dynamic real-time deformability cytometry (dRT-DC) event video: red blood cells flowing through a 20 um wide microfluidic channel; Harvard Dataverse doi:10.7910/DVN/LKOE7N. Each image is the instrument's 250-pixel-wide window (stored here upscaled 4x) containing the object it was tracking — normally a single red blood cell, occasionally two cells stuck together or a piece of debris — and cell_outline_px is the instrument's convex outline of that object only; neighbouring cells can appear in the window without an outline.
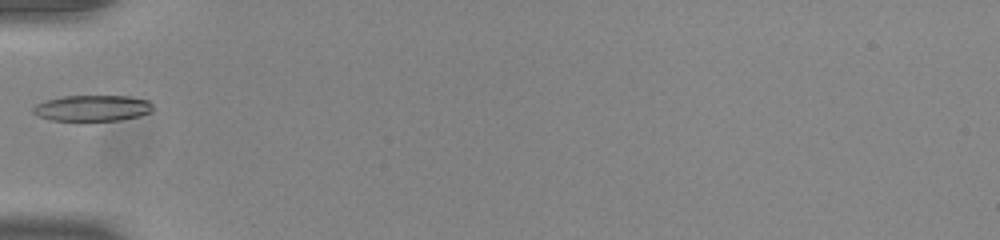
{"species": "common noctule bat (a hibernating species)", "species_latin": "Nyctalus noctula", "temperature_condition": "room temperature", "stored_images_in_passage": 14, "camera_frame_rate_fps": 3000, "um_per_image_px": 0.085, "animal": {"sex": "male", "body_mass_g": 20.0, "forearm_length_mm": 53.3}, "frame": {"image": 1, "passage_image": 1, "time_ms": 0.0, "image_size_px": [1000, 240], "cell_outline_px": [[152, 112], [120, 120], [52, 120], [40, 116], [32, 112], [32, 108], [36, 104], [44, 100], [64, 96], [128, 96], [148, 100], [152, 104]], "centroid_in_image_um": [7.84, 9.18], "position_along_channel_um": 77.2, "area_um2": 17.98}}